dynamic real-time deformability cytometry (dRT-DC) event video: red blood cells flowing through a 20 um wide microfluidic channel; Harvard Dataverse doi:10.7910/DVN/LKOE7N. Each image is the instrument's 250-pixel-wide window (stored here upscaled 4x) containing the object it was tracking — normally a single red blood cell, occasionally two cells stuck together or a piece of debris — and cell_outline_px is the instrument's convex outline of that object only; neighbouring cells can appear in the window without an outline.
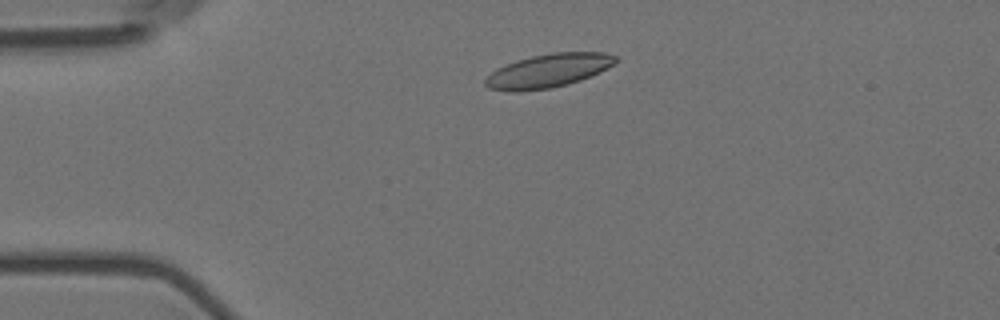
{"species": "Egyptian fruit bat (a non-hibernating species)", "species_latin": "Rousettus aegyptiacus", "temperature_condition": "room temperature", "stored_images_in_passage": 46, "camera_frame_rate_fps": 3000, "um_per_image_px": 0.085, "animal": {"sex": "female"}, "frame": {"image": 1, "passage_image": 7, "time_ms": 2.0, "image_size_px": [1000, 320], "cell_outline_px": [[620, 60], [600, 72], [580, 80], [568, 84], [552, 88], [520, 92], [512, 92], [488, 88], [484, 84], [484, 80], [496, 68], [516, 60], [532, 56], [552, 52], [604, 52], [616, 56]], "centroid_in_image_um": [46.6, 6.02], "position_along_channel_um": 38.4, "area_um2": 25.72}}
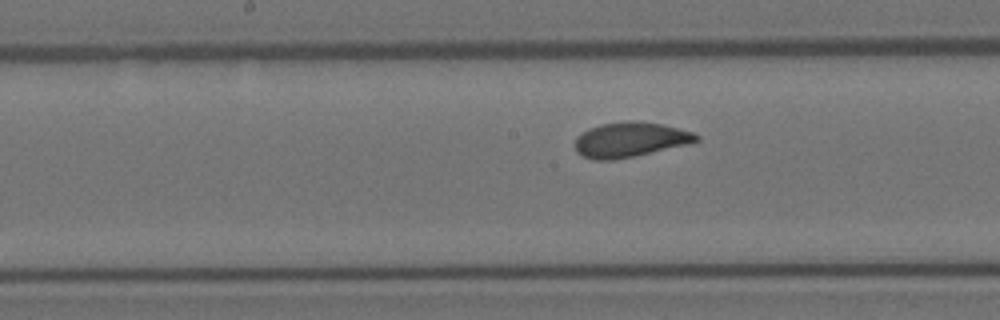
{"frame": {"image": 2, "passage_image": 23, "time_ms": 7.333, "image_size_px": [1000, 320], "cell_outline_px": [[700, 140], [692, 144], [612, 160], [592, 160], [576, 152], [576, 136], [588, 128], [600, 124], [624, 120], [640, 120], [660, 124], [692, 132], [700, 136]], "centroid_in_image_um": [53.56, 11.86], "position_along_channel_um": 194.6, "area_um2": 24.85}}
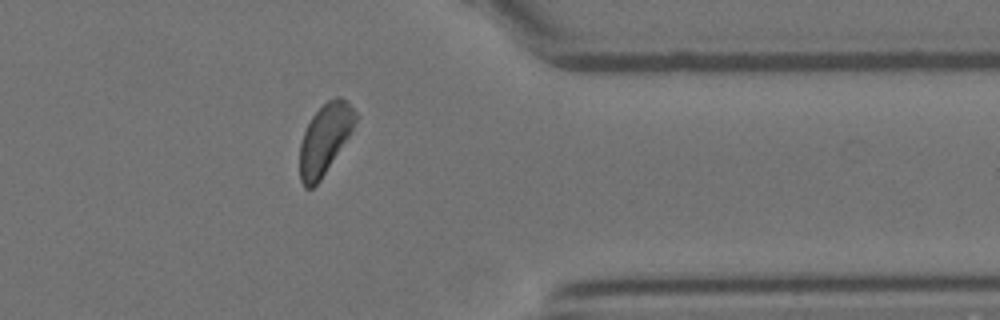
{"frame": {"image": 3, "passage_image": 40, "time_ms": 13.0, "image_size_px": [1000, 320], "cell_outline_px": [[360, 116], [348, 136], [320, 180], [312, 188], [304, 188], [300, 180], [300, 144], [304, 132], [312, 116], [328, 100], [336, 96], [340, 96], [348, 100]], "centroid_in_image_um": [27.63, 11.77], "position_along_channel_um": 383.8, "area_um2": 22.6}}